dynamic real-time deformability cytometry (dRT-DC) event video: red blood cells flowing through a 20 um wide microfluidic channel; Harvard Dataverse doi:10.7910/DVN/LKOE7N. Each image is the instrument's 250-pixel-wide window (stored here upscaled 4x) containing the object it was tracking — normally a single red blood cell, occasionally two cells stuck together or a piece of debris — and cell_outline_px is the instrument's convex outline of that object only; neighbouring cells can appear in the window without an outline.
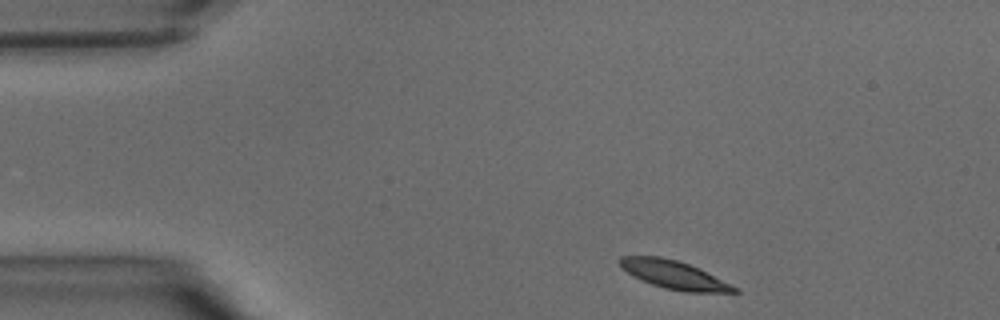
{"species": "common noctule bat (a hibernating species)", "species_latin": "Nyctalus noctula", "temperature_condition": "warm", "stored_images_in_passage": 35, "camera_frame_rate_fps": 3000, "um_per_image_px": 0.085, "animal": {"sex": "male", "body_mass_g": 15.6}, "frame": {"image": 1, "passage_image": 1, "time_ms": 0.0, "image_size_px": [1000, 320], "cell_outline_px": [[740, 292], [684, 292], [664, 288], [652, 284], [632, 276], [620, 268], [616, 260], [620, 256], [660, 256], [676, 260], [700, 268], [740, 288]], "centroid_in_image_um": [57.27, 23.35], "position_along_channel_um": 27.7, "area_um2": 19.13}}
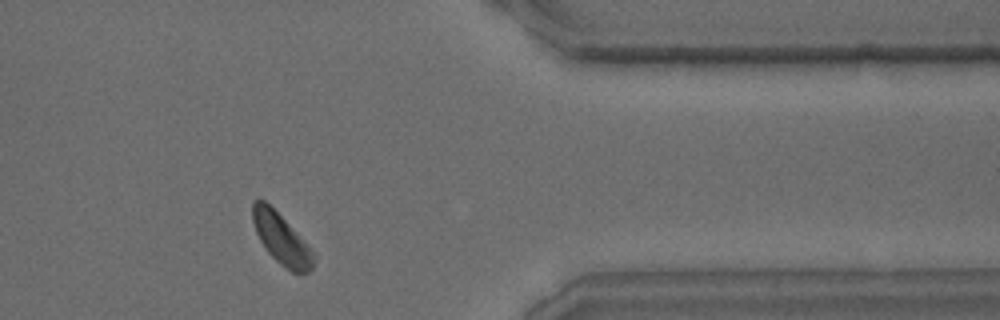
{"frame": {"image": 2, "passage_image": 28, "time_ms": 9.0, "image_size_px": [1000, 320], "cell_outline_px": [[312, 268], [308, 272], [292, 272], [280, 264], [268, 252], [260, 240], [256, 232], [252, 220], [252, 200], [264, 200], [284, 220], [312, 252]], "centroid_in_image_um": [23.84, 20.29], "position_along_channel_um": 387.6, "area_um2": 16.99}}
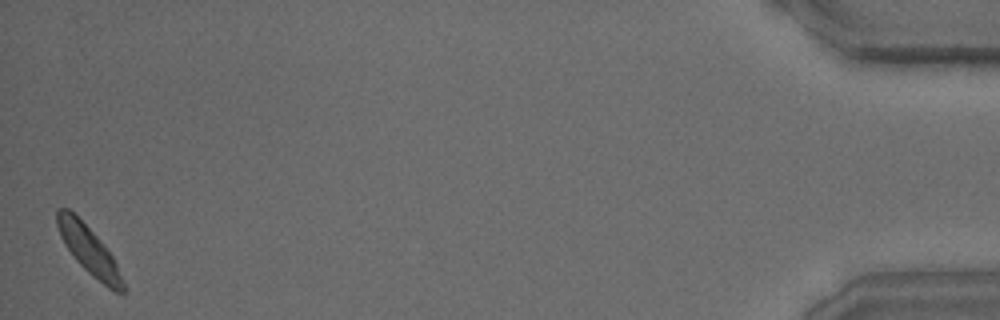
{"frame": {"image": 3, "passage_image": 35, "time_ms": 11.333, "image_size_px": [1000, 320], "cell_outline_px": [[128, 288], [124, 292], [116, 292], [108, 288], [92, 276], [76, 260], [64, 244], [60, 236], [56, 224], [56, 208], [68, 208], [104, 244], [112, 256]], "centroid_in_image_um": [7.57, 21.3], "position_along_channel_um": 427.6, "area_um2": 18.32}}